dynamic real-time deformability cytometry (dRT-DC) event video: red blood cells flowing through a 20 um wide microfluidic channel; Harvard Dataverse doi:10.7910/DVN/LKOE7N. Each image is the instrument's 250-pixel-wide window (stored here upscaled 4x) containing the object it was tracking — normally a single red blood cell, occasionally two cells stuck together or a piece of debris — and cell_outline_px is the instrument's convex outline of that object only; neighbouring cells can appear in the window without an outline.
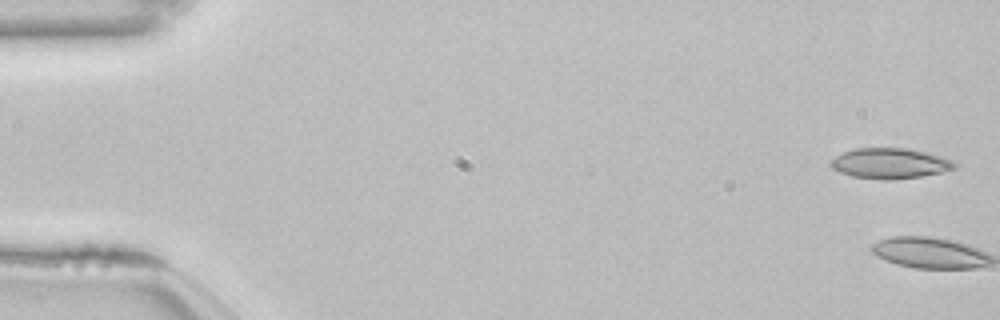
{"species": "common noctule bat (a hibernating species)", "species_latin": "Nyctalus noctula", "temperature_condition": "room temperature", "stored_images_in_passage": 4, "camera_frame_rate_fps": 3000, "um_per_image_px": 0.085, "animal": {"sex": "female", "body_mass_g": 22.7, "forearm_length_mm": 54.2}, "frame": {"image": 1, "passage_image": 2, "time_ms": 0.333, "image_size_px": [1000, 320], "cell_outline_px": [[956, 168], [944, 172], [920, 176], [892, 180], [880, 180], [852, 176], [840, 172], [832, 168], [828, 164], [836, 156], [844, 152], [856, 148], [908, 148], [944, 156], [952, 160], [956, 164]], "centroid_in_image_um": [75.67, 13.89], "position_along_channel_um": 9.3, "area_um2": 22.14}}